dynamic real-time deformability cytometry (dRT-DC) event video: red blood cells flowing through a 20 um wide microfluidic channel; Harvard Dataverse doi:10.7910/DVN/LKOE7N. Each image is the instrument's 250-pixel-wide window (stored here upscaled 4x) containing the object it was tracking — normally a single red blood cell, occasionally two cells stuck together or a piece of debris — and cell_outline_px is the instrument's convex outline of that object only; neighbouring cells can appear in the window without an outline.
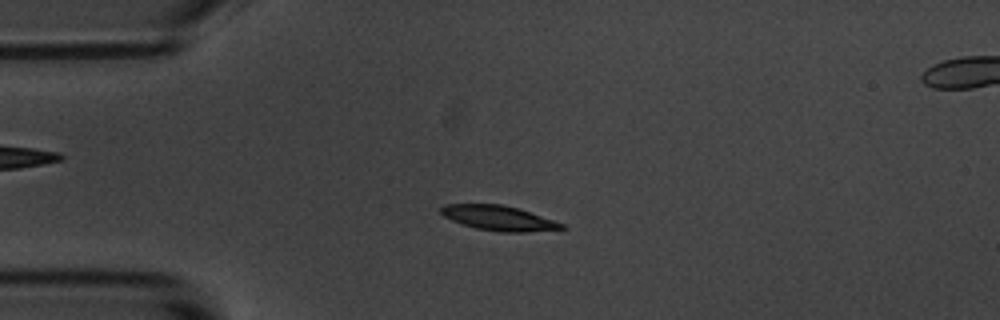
{"species": "common noctule bat (a hibernating species)", "species_latin": "Nyctalus noctula", "temperature_condition": "room temperature", "stored_images_in_passage": 47, "segment_of_instrument_passage": [1, 2], "camera_frame_rate_fps": 3000, "um_per_image_px": 0.085, "animal": {"sex": "male", "body_mass_g": 20.1, "forearm_length_mm": 53.5}, "frame": {"image": 1, "passage_image": 2, "time_ms": 0.333, "image_size_px": [1000, 320], "cell_outline_px": [[568, 228], [528, 232], [500, 232], [476, 228], [452, 220], [444, 216], [440, 212], [440, 208], [444, 204], [500, 204], [520, 208], [564, 224]], "centroid_in_image_um": [42.41, 18.53], "position_along_channel_um": 42.6, "area_um2": 17.46}}
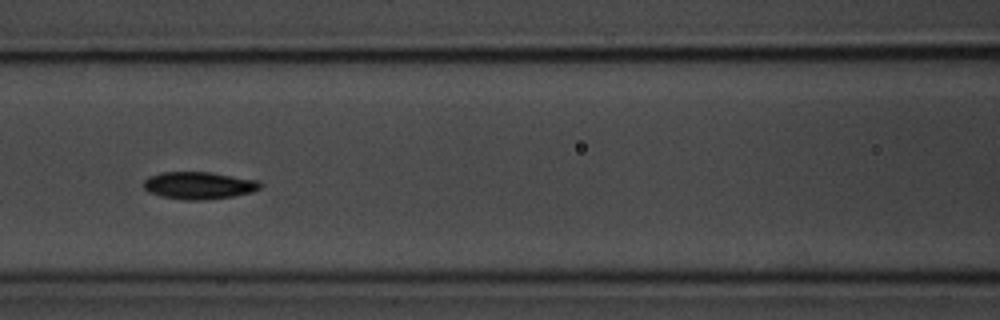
{"frame": {"image": 2, "passage_image": 13, "time_ms": 4.0, "image_size_px": [1000, 320], "cell_outline_px": [[264, 184], [260, 188], [252, 192], [232, 196], [204, 200], [184, 200], [164, 196], [148, 192], [144, 188], [144, 180], [148, 176], [160, 172], [212, 172], [256, 180]], "centroid_in_image_um": [16.9, 15.75], "position_along_channel_um": 149.7, "area_um2": 18.55}}
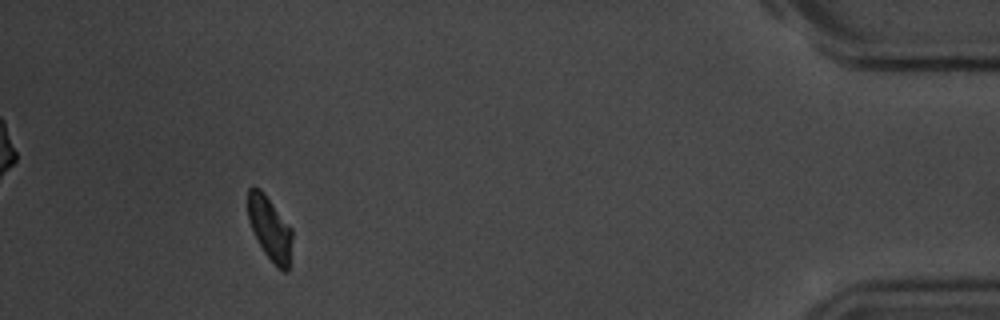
{"frame": {"image": 3, "passage_image": 41, "time_ms": 13.333, "image_size_px": [1000, 320], "cell_outline_px": [[292, 236], [288, 272], [284, 272], [276, 268], [264, 252], [256, 240], [248, 220], [248, 188], [260, 188], [264, 192], [292, 228]], "centroid_in_image_um": [22.94, 19.44], "position_along_channel_um": 412.3, "area_um2": 16.59}}